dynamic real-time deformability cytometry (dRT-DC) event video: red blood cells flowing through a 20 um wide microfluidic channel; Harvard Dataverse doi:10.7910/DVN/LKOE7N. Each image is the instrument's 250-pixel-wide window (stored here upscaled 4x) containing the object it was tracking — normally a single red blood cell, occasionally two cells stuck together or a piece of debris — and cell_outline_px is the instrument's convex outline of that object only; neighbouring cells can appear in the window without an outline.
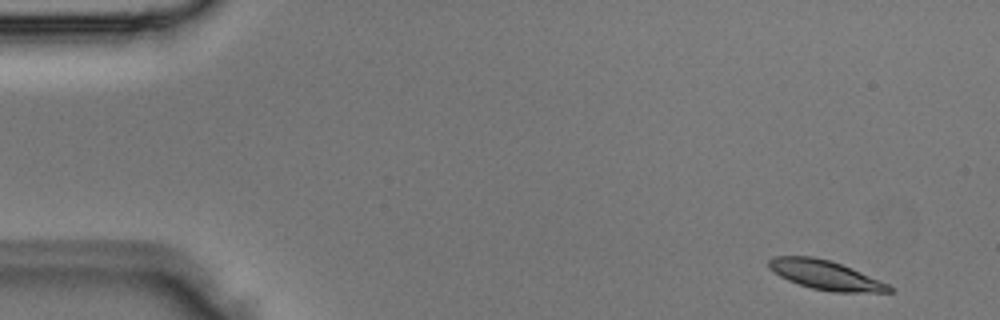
{"species": "Egyptian fruit bat (a non-hibernating species)", "species_latin": "Rousettus aegyptiacus", "temperature_condition": "room temperature", "stored_images_in_passage": 3, "camera_frame_rate_fps": 3000, "um_per_image_px": 0.085, "animal": {"sex": "male"}, "frame": {"image": 1, "passage_image": 1, "time_ms": 0.0, "image_size_px": [1000, 320], "cell_outline_px": [[896, 288], [892, 292], [832, 292], [812, 288], [788, 280], [772, 272], [768, 268], [768, 260], [776, 256], [812, 256], [832, 260], [852, 268], [888, 284]], "centroid_in_image_um": [70.16, 23.37], "position_along_channel_um": 14.8, "area_um2": 20.58}}